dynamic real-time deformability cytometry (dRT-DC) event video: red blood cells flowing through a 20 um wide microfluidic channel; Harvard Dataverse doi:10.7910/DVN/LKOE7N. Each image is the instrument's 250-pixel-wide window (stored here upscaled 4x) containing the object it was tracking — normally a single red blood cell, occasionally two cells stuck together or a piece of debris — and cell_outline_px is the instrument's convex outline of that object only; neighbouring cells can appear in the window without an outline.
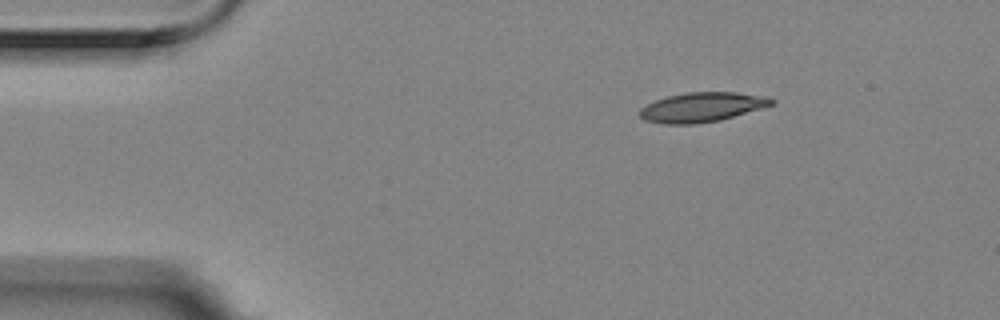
{"species": "Egyptian fruit bat (a non-hibernating species)", "species_latin": "Rousettus aegyptiacus", "temperature_condition": "room temperature", "stored_images_in_passage": 9, "camera_frame_rate_fps": 3000, "um_per_image_px": 0.085, "animal": {"sex": "female"}, "frame": {"image": 1, "passage_image": 1, "time_ms": 0.0, "image_size_px": [1000, 320], "cell_outline_px": [[776, 104], [720, 120], [696, 124], [664, 124], [644, 120], [636, 112], [640, 108], [656, 100], [668, 96], [684, 92], [736, 92], [768, 96], [776, 100]], "centroid_in_image_um": [59.68, 9.1], "position_along_channel_um": 25.3, "area_um2": 22.95}}
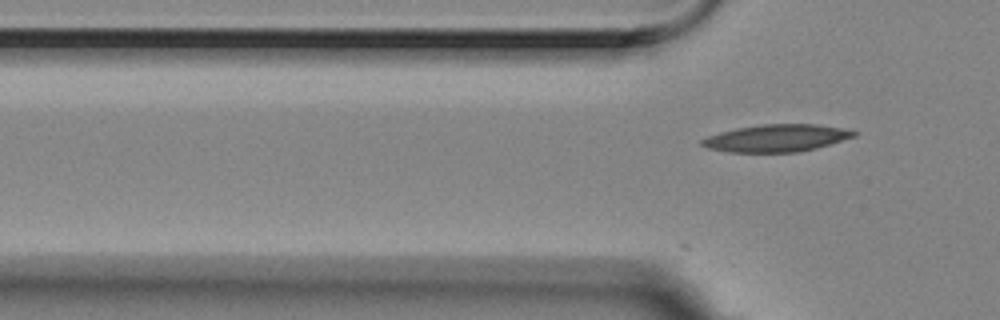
{"frame": {"image": 2, "passage_image": 9, "time_ms": 2.667, "image_size_px": [1000, 320], "cell_outline_px": [[860, 132], [856, 136], [816, 148], [796, 152], [728, 152], [708, 148], [700, 144], [700, 140], [708, 136], [720, 132], [736, 128], [760, 124], [816, 124], [840, 128]], "centroid_in_image_um": [65.99, 11.73], "position_along_channel_um": 59.8, "area_um2": 24.1}}